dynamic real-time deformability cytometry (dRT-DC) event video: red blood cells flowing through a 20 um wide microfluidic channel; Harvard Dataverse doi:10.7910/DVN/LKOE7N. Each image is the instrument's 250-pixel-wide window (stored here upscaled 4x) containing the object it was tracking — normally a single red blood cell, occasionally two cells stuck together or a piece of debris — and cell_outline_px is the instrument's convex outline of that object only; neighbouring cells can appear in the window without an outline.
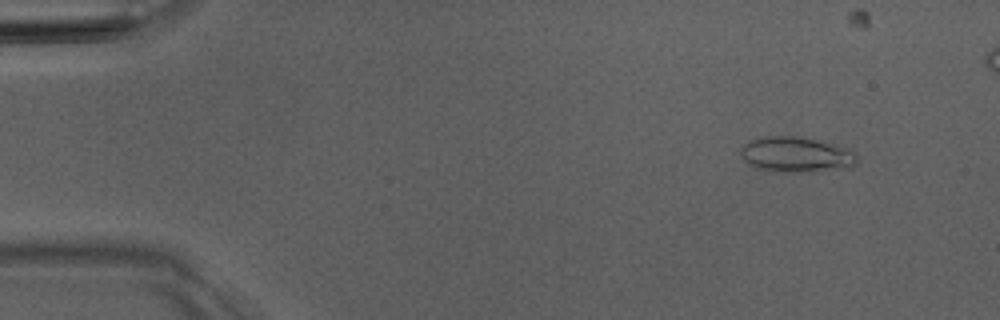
{"species": "Egyptian fruit bat (a non-hibernating species)", "species_latin": "Rousettus aegyptiacus", "temperature_condition": "room temperature", "stored_images_in_passage": 4, "camera_frame_rate_fps": 3000, "um_per_image_px": 0.085, "animal": {"sex": "male"}, "frame": {"image": 1, "passage_image": 2, "time_ms": 1.0, "image_size_px": [1000, 320], "cell_outline_px": [[856, 164], [848, 168], [804, 172], [784, 172], [756, 168], [748, 164], [740, 156], [740, 148], [744, 144], [756, 136], [796, 136], [816, 140], [848, 148], [856, 156]], "centroid_in_image_um": [67.61, 13.13], "position_along_channel_um": 17.4, "area_um2": 24.04}}